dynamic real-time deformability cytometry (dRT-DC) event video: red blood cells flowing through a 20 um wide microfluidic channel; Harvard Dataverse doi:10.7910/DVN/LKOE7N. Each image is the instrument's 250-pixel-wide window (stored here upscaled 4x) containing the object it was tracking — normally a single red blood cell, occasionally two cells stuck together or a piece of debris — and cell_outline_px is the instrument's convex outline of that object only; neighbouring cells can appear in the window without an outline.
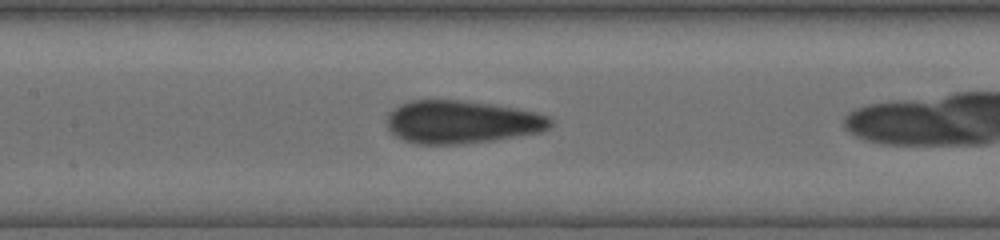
{"species": "human", "species_latin": "Homo sapiens", "temperature_condition": "cold", "stored_images_in_passage": 10, "camera_frame_rate_fps": 3000, "um_per_image_px": 0.085, "donor": {"sex": "female"}, "frame": {"image": 1, "passage_image": 9, "time_ms": 5.667, "image_size_px": [1000, 240], "cell_outline_px": [[552, 124], [548, 128], [540, 132], [496, 140], [460, 144], [416, 144], [404, 140], [396, 136], [388, 128], [388, 116], [400, 104], [412, 100], [464, 100], [492, 104], [516, 108], [536, 112], [548, 116], [552, 120]], "centroid_in_image_um": [39.27, 10.37], "position_along_channel_um": 168.1, "area_um2": 40.86}}